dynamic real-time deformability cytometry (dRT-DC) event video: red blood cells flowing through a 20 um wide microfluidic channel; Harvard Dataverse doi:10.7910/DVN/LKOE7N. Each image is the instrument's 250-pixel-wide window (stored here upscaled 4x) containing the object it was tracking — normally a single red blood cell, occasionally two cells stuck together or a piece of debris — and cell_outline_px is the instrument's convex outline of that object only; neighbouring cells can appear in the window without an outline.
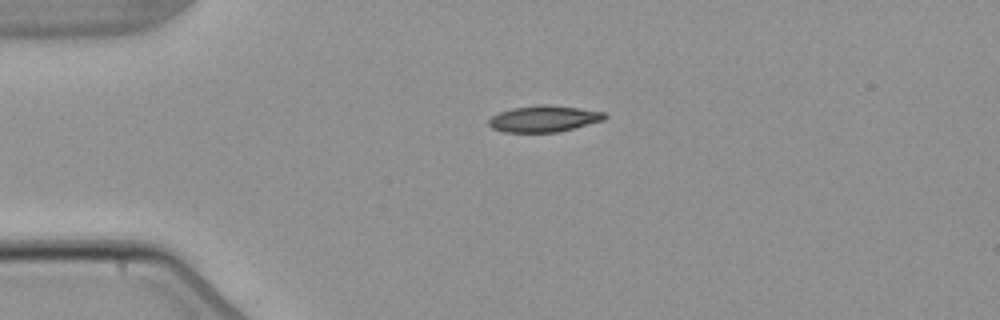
{"species": "common noctule bat (a hibernating species)", "species_latin": "Nyctalus noctula", "temperature_condition": "warm", "stored_images_in_passage": 6, "camera_frame_rate_fps": 3000, "um_per_image_px": 0.085, "animal": {"sex": "male", "body_mass_g": 21.5, "forearm_length_mm": 52.0}, "frame": {"image": 1, "passage_image": 1, "time_ms": 0.0, "image_size_px": [1000, 320], "cell_outline_px": [[608, 116], [604, 120], [556, 132], [504, 132], [492, 128], [488, 124], [488, 120], [492, 116], [500, 112], [512, 108], [536, 104], [548, 104], [580, 108], [604, 112]], "centroid_in_image_um": [46.22, 10.08], "position_along_channel_um": 38.8, "area_um2": 17.8}}
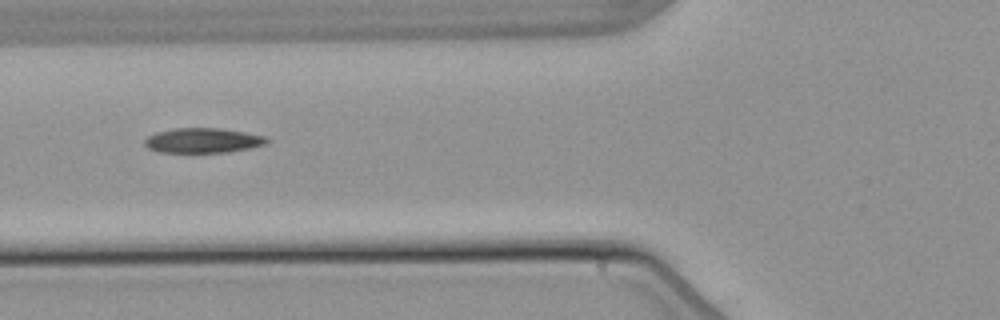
{"frame": {"image": 2, "passage_image": 3, "time_ms": 2.667, "image_size_px": [1000, 320], "cell_outline_px": [[268, 140], [264, 144], [248, 148], [228, 152], [160, 152], [148, 148], [144, 144], [144, 140], [148, 136], [156, 132], [176, 128], [220, 128], [244, 132], [264, 136]], "centroid_in_image_um": [17.2, 11.93], "position_along_channel_um": 108.6, "area_um2": 17.46}}
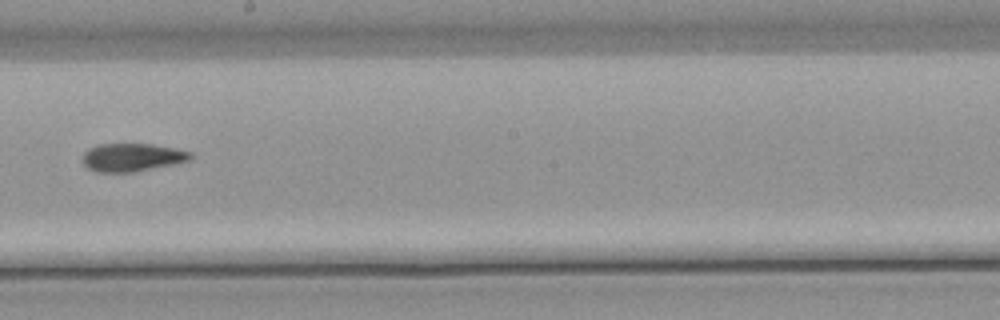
{"frame": {"image": 3, "passage_image": 6, "time_ms": 6.0, "image_size_px": [1000, 320], "cell_outline_px": [[192, 160], [132, 172], [96, 172], [88, 168], [80, 160], [84, 152], [88, 148], [96, 144], [152, 144], [192, 152]], "centroid_in_image_um": [11.17, 13.37], "position_along_channel_um": 237.0, "area_um2": 17.69}}